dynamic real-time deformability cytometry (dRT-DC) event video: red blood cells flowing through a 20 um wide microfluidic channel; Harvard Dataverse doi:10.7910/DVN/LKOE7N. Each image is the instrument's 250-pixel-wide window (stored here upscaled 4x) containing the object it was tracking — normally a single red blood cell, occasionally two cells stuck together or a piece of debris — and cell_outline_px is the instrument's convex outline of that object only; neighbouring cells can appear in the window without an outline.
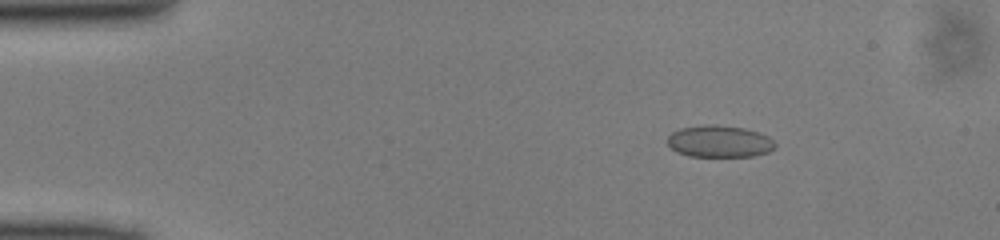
{"species": "common noctule bat (a hibernating species)", "species_latin": "Nyctalus noctula", "temperature_condition": "cold", "stored_images_in_passage": 49, "camera_frame_rate_fps": 3000, "um_per_image_px": 0.085, "animal": {"sex": "male", "body_mass_g": 13.0, "forearm_length_mm": 53.1}, "frame": {"image": 1, "passage_image": 7, "time_ms": 2.0, "image_size_px": [1000, 240], "cell_outline_px": [[776, 148], [768, 152], [752, 156], [688, 156], [676, 152], [668, 144], [668, 136], [672, 132], [680, 128], [704, 124], [716, 124], [744, 128], [760, 132], [768, 136], [776, 144]], "centroid_in_image_um": [61.16, 12.01], "position_along_channel_um": 23.8, "area_um2": 20.17}}
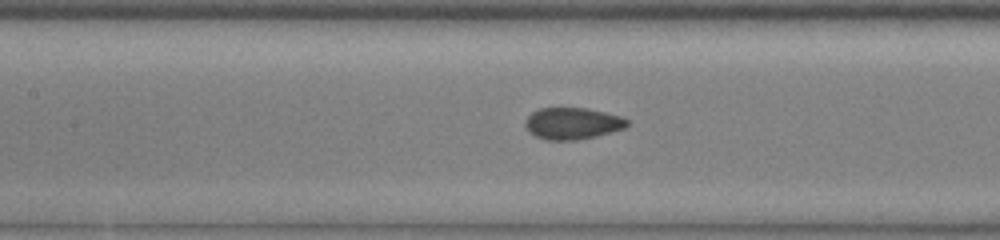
{"frame": {"image": 2, "passage_image": 22, "time_ms": 7.0, "image_size_px": [1000, 240], "cell_outline_px": [[628, 124], [624, 128], [596, 136], [576, 140], [548, 140], [536, 136], [528, 132], [524, 124], [524, 120], [532, 112], [540, 108], [584, 108], [604, 112], [620, 116], [628, 120]], "centroid_in_image_um": [48.61, 10.49], "position_along_channel_um": 158.8, "area_um2": 18.73}}
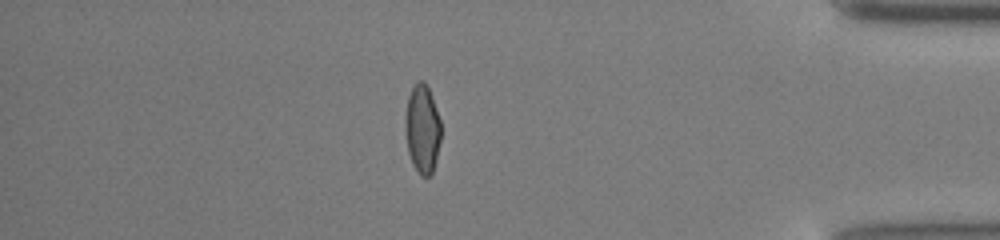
{"frame": {"image": 3, "passage_image": 42, "time_ms": 13.667, "image_size_px": [1000, 240], "cell_outline_px": [[440, 140], [436, 160], [432, 172], [428, 176], [420, 176], [412, 164], [408, 152], [404, 128], [404, 120], [408, 96], [416, 80], [424, 80], [432, 96], [440, 120]], "centroid_in_image_um": [35.87, 10.94], "position_along_channel_um": 399.3, "area_um2": 18.61}}